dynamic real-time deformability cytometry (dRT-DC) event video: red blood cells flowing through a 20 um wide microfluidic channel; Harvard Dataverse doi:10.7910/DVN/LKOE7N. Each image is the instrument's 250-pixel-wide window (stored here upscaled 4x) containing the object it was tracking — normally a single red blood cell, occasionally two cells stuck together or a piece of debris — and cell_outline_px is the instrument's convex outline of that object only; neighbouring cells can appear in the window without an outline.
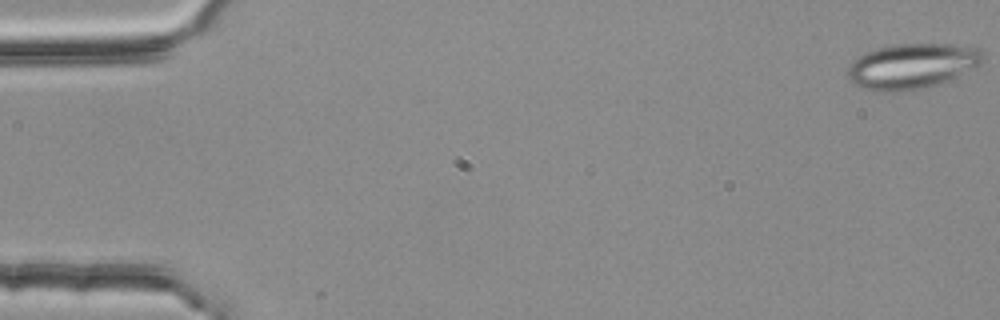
{"species": "common noctule bat (a hibernating species)", "species_latin": "Nyctalus noctula", "temperature_condition": "room temperature", "stored_images_in_passage": 55, "camera_frame_rate_fps": 3000, "um_per_image_px": 0.085, "animal": {"sex": "female", "body_mass_g": 25.1}, "frame": {"image": 1, "passage_image": 1, "time_ms": 0.0, "image_size_px": [1000, 320], "cell_outline_px": [[984, 60], [980, 64], [940, 84], [924, 88], [892, 92], [872, 92], [852, 84], [848, 80], [848, 64], [852, 60], [864, 52], [876, 48], [892, 44], [948, 44], [980, 48], [984, 56]], "centroid_in_image_um": [77.45, 5.62], "position_along_channel_um": 7.6, "area_um2": 36.07}}
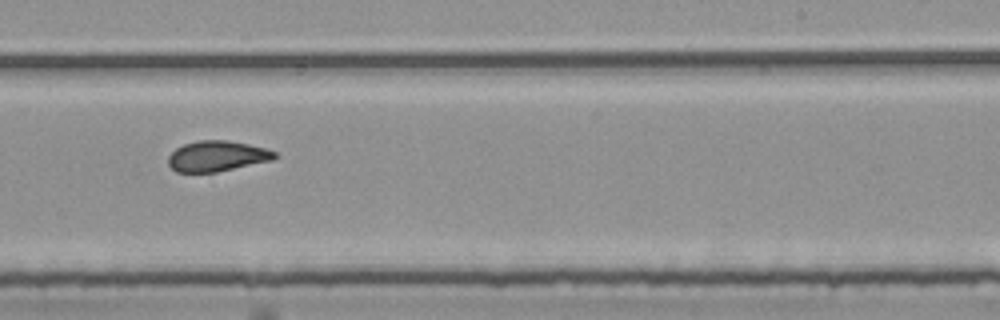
{"frame": {"image": 2, "passage_image": 34, "time_ms": 11.0, "image_size_px": [1000, 320], "cell_outline_px": [[280, 156], [272, 160], [216, 172], [176, 172], [168, 164], [168, 156], [176, 148], [184, 144], [196, 140], [228, 140], [248, 144], [264, 148], [276, 152]], "centroid_in_image_um": [18.44, 13.26], "position_along_channel_um": 270.6, "area_um2": 18.96}}
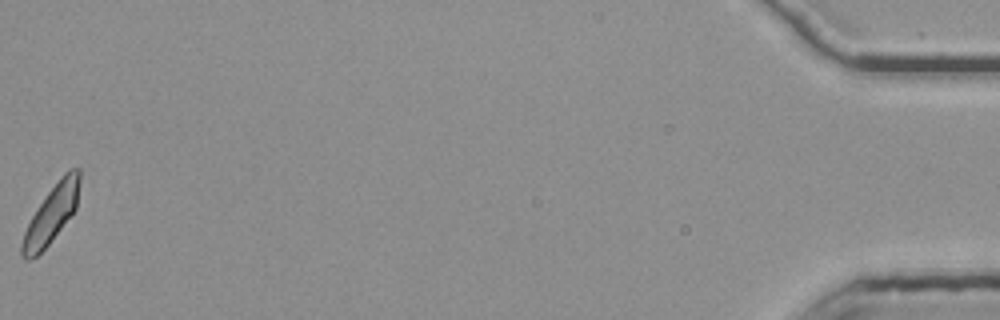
{"frame": {"image": 3, "passage_image": 55, "time_ms": 18.0, "image_size_px": [1000, 320], "cell_outline_px": [[80, 180], [76, 208], [48, 244], [32, 260], [24, 260], [20, 256], [20, 244], [24, 232], [32, 216], [48, 192], [60, 176], [64, 172], [72, 168], [80, 168]], "centroid_in_image_um": [4.34, 18.21], "position_along_channel_um": 430.9, "area_um2": 19.02}, "authors_computed_cell_mechanics": {"area_um2": 19.7676, "velocity_mm_per_s": 3.7725, "shape_relaxation_time_tau1_ms": null, "shape_relaxation_time_tau2_ms": 1.7527, "deformation_change_tau1": null, "deformation_change_tau2": 0.0878}}